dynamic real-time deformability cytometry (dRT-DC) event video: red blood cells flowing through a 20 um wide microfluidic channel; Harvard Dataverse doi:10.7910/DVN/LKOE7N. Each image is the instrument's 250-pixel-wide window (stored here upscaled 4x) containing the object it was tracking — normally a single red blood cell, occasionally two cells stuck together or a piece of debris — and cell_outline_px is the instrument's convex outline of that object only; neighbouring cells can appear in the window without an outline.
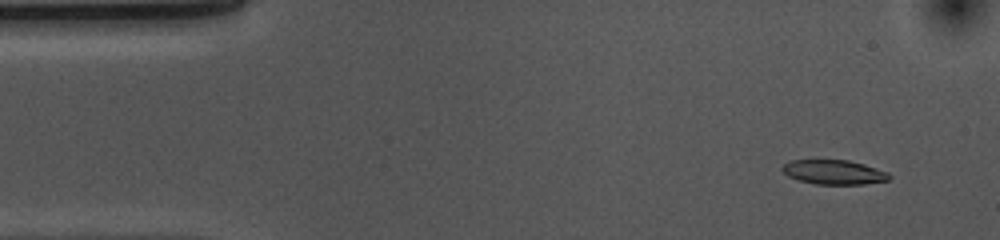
{"species": "common noctule bat (a hibernating species)", "species_latin": "Nyctalus noctula", "temperature_condition": "cold", "stored_images_in_passage": 53, "camera_frame_rate_fps": 3000, "um_per_image_px": 0.085, "animal": {"sex": "female", "body_mass_g": 10.0, "forearm_length_mm": 53.1}, "frame": {"image": 1, "passage_image": 4, "time_ms": 1.0, "image_size_px": [1000, 240], "cell_outline_px": [[892, 176], [888, 180], [864, 184], [816, 184], [796, 180], [788, 176], [780, 168], [784, 164], [792, 160], [848, 160], [864, 164], [888, 172]], "centroid_in_image_um": [70.87, 14.63], "position_along_channel_um": 14.1, "area_um2": 15.26}}
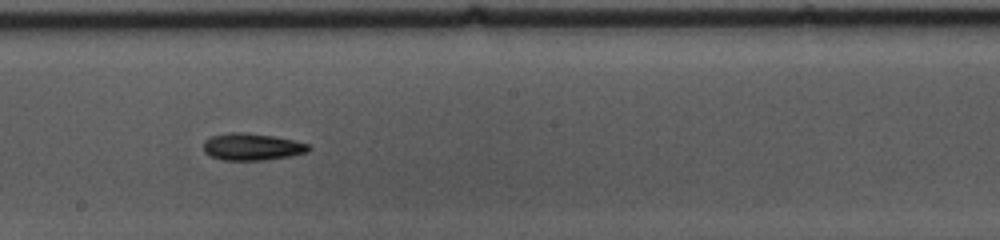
{"frame": {"image": 2, "passage_image": 28, "time_ms": 9.0, "image_size_px": [1000, 240], "cell_outline_px": [[312, 148], [308, 152], [288, 156], [264, 160], [224, 160], [212, 156], [204, 152], [204, 140], [208, 136], [228, 132], [244, 132], [272, 136], [292, 140], [308, 144]], "centroid_in_image_um": [21.39, 12.47], "position_along_channel_um": 226.8, "area_um2": 16.53}}
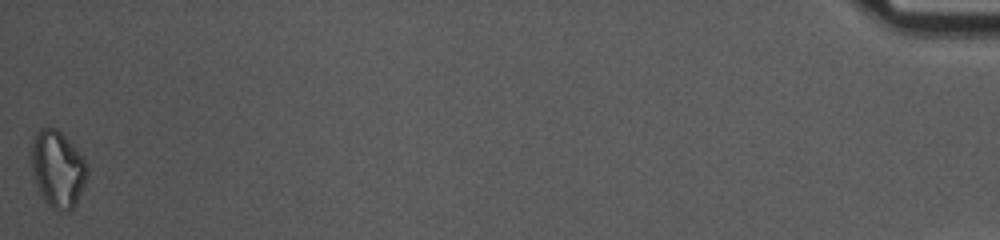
{"frame": {"image": 3, "passage_image": 53, "time_ms": 17.333, "image_size_px": [1000, 240], "cell_outline_px": [[88, 176], [72, 208], [68, 212], [64, 212], [52, 208], [44, 200], [40, 192], [32, 168], [28, 152], [36, 132], [40, 128], [56, 128], [72, 144], [84, 160], [88, 168]], "centroid_in_image_um": [4.87, 14.34], "position_along_channel_um": 430.3, "area_um2": 24.68}, "authors_computed_cell_mechanics": {"area_um2": 16.4152, "velocity_mm_per_s": 3.6926, "shape_relaxation_time_tau1_ms": 7.1786, "shape_relaxation_time_tau2_ms": null, "deformation_change_tau1": 0.1421, "deformation_change_tau2": null}}